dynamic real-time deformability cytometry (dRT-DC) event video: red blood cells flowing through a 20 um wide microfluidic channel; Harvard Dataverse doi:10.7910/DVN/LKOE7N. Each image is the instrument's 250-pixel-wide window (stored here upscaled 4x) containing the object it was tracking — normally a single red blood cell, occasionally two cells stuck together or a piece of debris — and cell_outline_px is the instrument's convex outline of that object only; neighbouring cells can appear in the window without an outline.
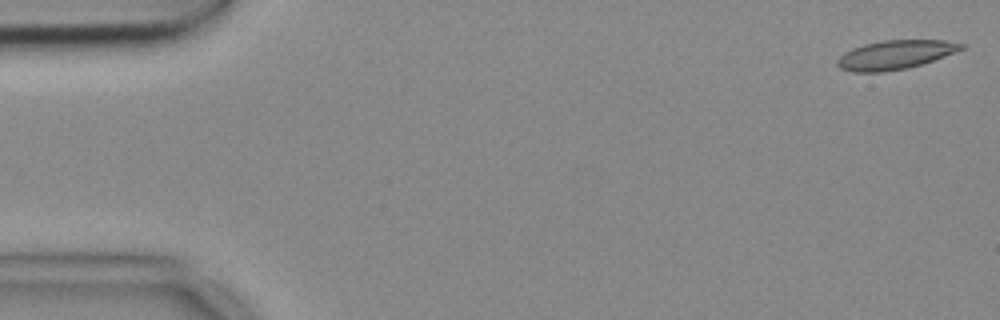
{"species": "common noctule bat (a hibernating species)", "species_latin": "Nyctalus noctula", "temperature_condition": "cold", "stored_images_in_passage": 5, "camera_frame_rate_fps": 3000, "um_per_image_px": 0.085, "animal": {"sex": "female", "body_mass_g": 18.4}, "frame": {"image": 1, "passage_image": 1, "time_ms": 0.0, "image_size_px": [1000, 320], "cell_outline_px": [[968, 44], [964, 48], [944, 56], [908, 68], [880, 72], [852, 72], [840, 68], [836, 64], [836, 60], [844, 52], [852, 48], [864, 44], [884, 40], [944, 40]], "centroid_in_image_um": [76.07, 4.65], "position_along_channel_um": 8.9, "area_um2": 20.87}}